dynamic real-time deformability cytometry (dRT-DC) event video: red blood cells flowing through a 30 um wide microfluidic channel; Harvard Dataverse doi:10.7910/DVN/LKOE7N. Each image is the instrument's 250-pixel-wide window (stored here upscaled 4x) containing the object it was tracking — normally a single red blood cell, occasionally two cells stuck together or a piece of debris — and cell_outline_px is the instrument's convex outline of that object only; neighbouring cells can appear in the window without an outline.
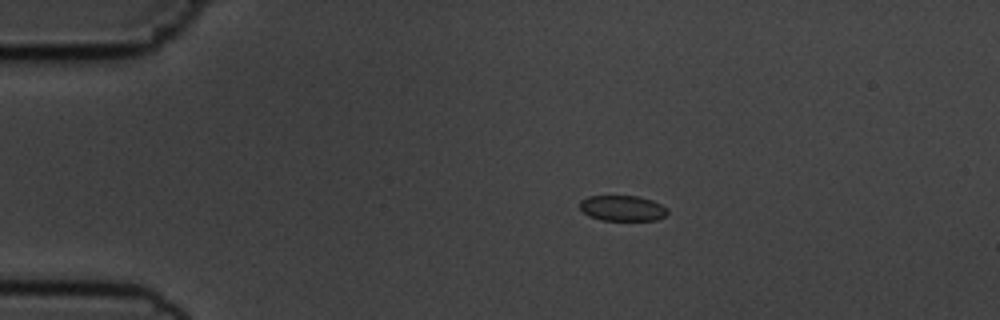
{"species": "common noctule bat (a hibernating species)", "species_latin": "Nyctalus noctula", "temperature_condition": "cold", "stored_images_in_passage": 45, "camera_frame_rate_fps": 3000, "um_per_image_px": 0.085, "animal": {"sex": "male", "body_mass_g": 19.5, "forearm_length_mm": 54.6}, "frame": {"image": 1, "passage_image": 1, "time_ms": 0.0, "image_size_px": [1000, 320], "cell_outline_px": [[668, 212], [664, 216], [656, 220], [600, 220], [588, 216], [580, 208], [580, 200], [588, 196], [636, 196], [652, 200], [668, 208]], "centroid_in_image_um": [52.9, 17.7], "position_along_channel_um": 32.1, "area_um2": 13.06}}
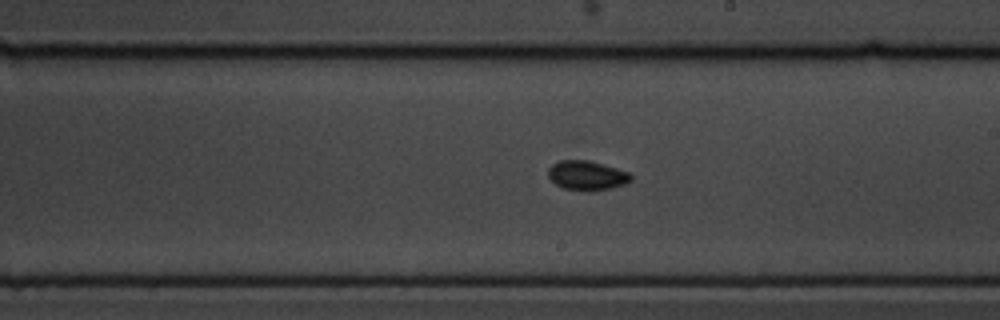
{"frame": {"image": 2, "passage_image": 22, "time_ms": 7.0, "image_size_px": [1000, 320], "cell_outline_px": [[632, 180], [624, 184], [612, 188], [588, 192], [584, 192], [564, 188], [556, 184], [548, 176], [548, 168], [552, 164], [560, 160], [588, 160], [604, 164], [628, 172], [632, 176]], "centroid_in_image_um": [49.88, 14.92], "position_along_channel_um": 239.1, "area_um2": 14.33}}
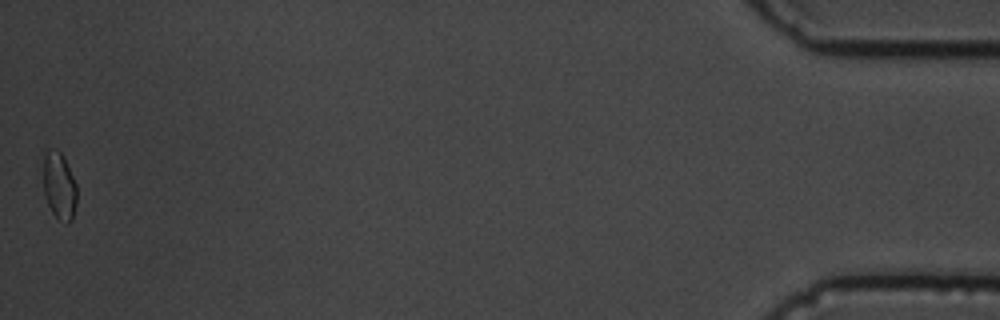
{"frame": {"image": 3, "passage_image": 45, "time_ms": 14.667, "image_size_px": [1000, 320], "cell_outline_px": [[76, 204], [72, 220], [68, 224], [56, 216], [52, 212], [48, 204], [44, 192], [44, 156], [48, 148], [56, 148], [64, 156], [76, 184]], "centroid_in_image_um": [5.04, 15.77], "position_along_channel_um": 430.2, "area_um2": 13.06}, "authors_computed_cell_mechanics": {"area_um2": 13.5252, "velocity_mm_per_s": 3.6745, "shape_relaxation_time_tau1_ms": null, "shape_relaxation_time_tau2_ms": 2.5253, "deformation_change_tau1": null, "deformation_change_tau2": 0.0434}}